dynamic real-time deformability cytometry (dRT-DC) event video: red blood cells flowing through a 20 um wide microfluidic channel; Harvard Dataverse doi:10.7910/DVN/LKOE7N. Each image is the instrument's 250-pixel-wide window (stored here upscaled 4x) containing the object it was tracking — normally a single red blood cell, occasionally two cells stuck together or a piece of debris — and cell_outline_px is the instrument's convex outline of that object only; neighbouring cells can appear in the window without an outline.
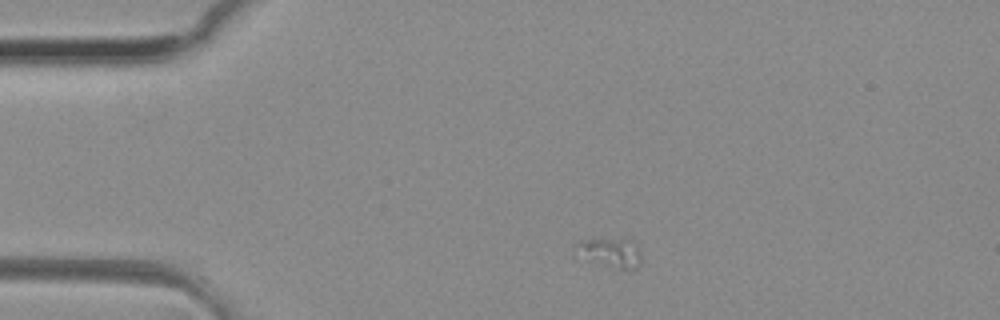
{"species": "common noctule bat (a hibernating species)", "species_latin": "Nyctalus noctula", "temperature_condition": "room temperature", "stored_images_in_passage": 41, "camera_frame_rate_fps": 3000, "um_per_image_px": 0.085, "animal": {"sex": "female", "body_mass_g": 29.2, "forearm_length_mm": 56.3}, "frame": {"image": 1, "passage_image": 1, "time_ms": 0.0, "image_size_px": [1000, 320], "cell_outline_px": [[640, 264], [636, 268], [620, 268], [588, 260], [580, 256], [580, 240], [624, 236], [636, 240], [640, 244]], "centroid_in_image_um": [52.04, 21.38], "position_along_channel_um": 33.0, "area_um2": 11.33}}
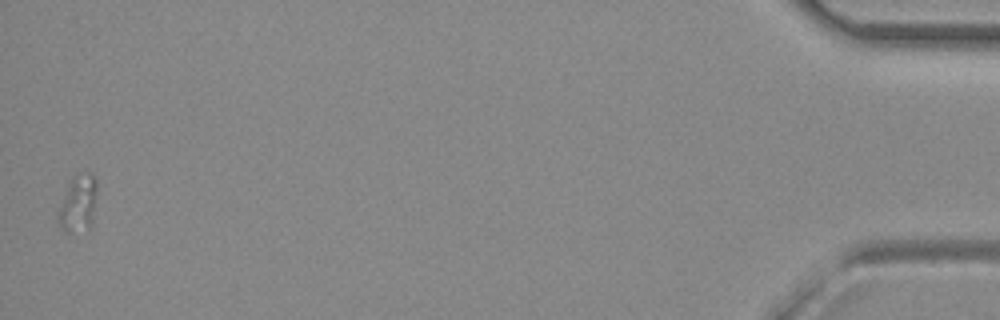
{"frame": {"image": 2, "passage_image": 41, "time_ms": 13.333, "image_size_px": [1000, 320], "cell_outline_px": [[96, 192], [92, 228], [68, 232], [60, 228], [56, 220], [56, 216], [68, 184], [72, 176], [80, 172], [92, 172], [96, 176]], "centroid_in_image_um": [6.64, 17.28], "position_along_channel_um": 428.6, "area_um2": 13.18}}